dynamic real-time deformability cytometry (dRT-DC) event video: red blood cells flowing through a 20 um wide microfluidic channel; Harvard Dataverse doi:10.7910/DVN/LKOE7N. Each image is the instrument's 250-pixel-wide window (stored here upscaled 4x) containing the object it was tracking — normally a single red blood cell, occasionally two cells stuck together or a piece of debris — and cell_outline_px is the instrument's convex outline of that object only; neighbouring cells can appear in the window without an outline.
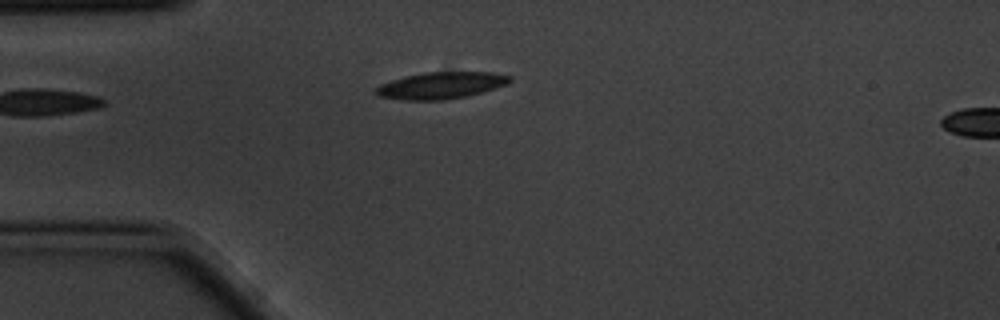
{"species": "common noctule bat (a hibernating species)", "species_latin": "Nyctalus noctula", "temperature_condition": "cold", "stored_images_in_passage": 5, "camera_frame_rate_fps": 3000, "um_per_image_px": 0.085, "animal": {"sex": "male", "body_mass_g": 20.1, "forearm_length_mm": 53.5}, "frame": {"image": 1, "passage_image": 5, "time_ms": 1.333, "image_size_px": [1000, 320], "cell_outline_px": [[512, 80], [508, 84], [468, 96], [444, 100], [404, 100], [376, 96], [376, 88], [380, 84], [404, 76], [424, 72], [492, 72], [512, 76]], "centroid_in_image_um": [37.49, 7.26], "position_along_channel_um": 47.5, "area_um2": 20.98}}